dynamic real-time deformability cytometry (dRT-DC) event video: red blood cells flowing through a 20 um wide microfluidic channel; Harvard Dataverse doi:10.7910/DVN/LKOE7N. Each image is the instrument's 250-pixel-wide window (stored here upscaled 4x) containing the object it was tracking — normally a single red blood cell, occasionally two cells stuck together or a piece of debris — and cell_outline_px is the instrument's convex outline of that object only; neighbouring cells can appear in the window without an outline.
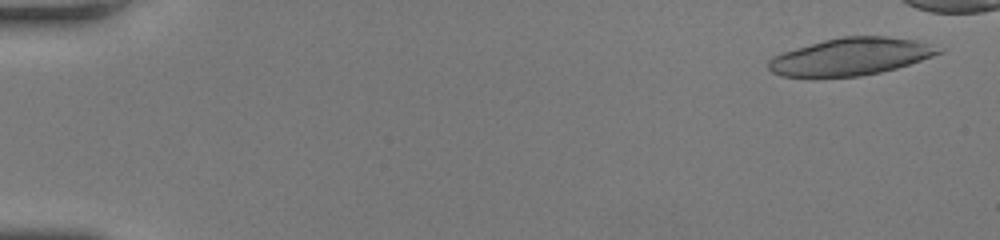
{"species": "human", "species_latin": "Homo sapiens", "temperature_condition": "room temperature", "stored_images_in_passage": 45, "camera_frame_rate_fps": 3000, "um_per_image_px": 0.085, "donor": {"sex": "female"}, "frame": {"image": 1, "passage_image": 3, "time_ms": 0.667, "image_size_px": [1000, 240], "cell_outline_px": [[944, 52], [896, 68], [880, 72], [860, 76], [812, 80], [780, 76], [772, 72], [768, 68], [768, 60], [772, 56], [796, 48], [824, 40], [844, 36], [884, 36], [916, 40], [944, 48]], "centroid_in_image_um": [72.24, 4.86], "position_along_channel_um": 12.8, "area_um2": 37.8}}
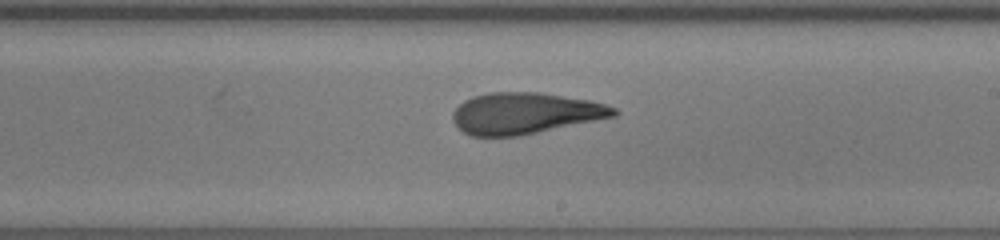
{"frame": {"image": 2, "passage_image": 32, "time_ms": 10.333, "image_size_px": [1000, 240], "cell_outline_px": [[620, 112], [616, 116], [520, 136], [472, 136], [464, 132], [452, 120], [452, 112], [464, 100], [472, 96], [488, 92], [540, 92], [592, 100], [616, 108]], "centroid_in_image_um": [44.64, 9.62], "position_along_channel_um": 244.4, "area_um2": 38.96}}
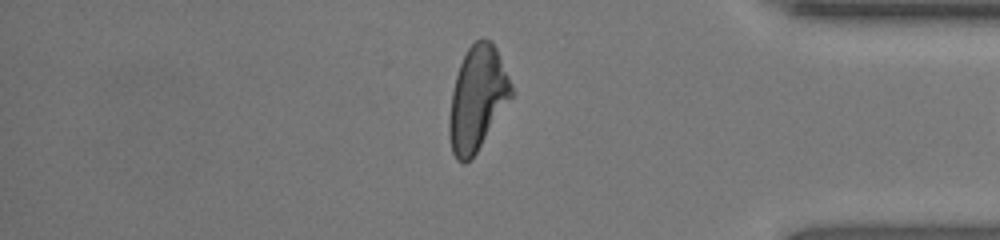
{"frame": {"image": 3, "passage_image": 44, "time_ms": 14.333, "image_size_px": [1000, 240], "cell_outline_px": [[516, 92], [476, 152], [464, 164], [456, 160], [452, 152], [448, 136], [448, 120], [452, 92], [456, 76], [460, 64], [468, 48], [476, 40], [492, 40], [496, 48]], "centroid_in_image_um": [40.58, 8.38], "position_along_channel_um": 394.6, "area_um2": 37.69}}